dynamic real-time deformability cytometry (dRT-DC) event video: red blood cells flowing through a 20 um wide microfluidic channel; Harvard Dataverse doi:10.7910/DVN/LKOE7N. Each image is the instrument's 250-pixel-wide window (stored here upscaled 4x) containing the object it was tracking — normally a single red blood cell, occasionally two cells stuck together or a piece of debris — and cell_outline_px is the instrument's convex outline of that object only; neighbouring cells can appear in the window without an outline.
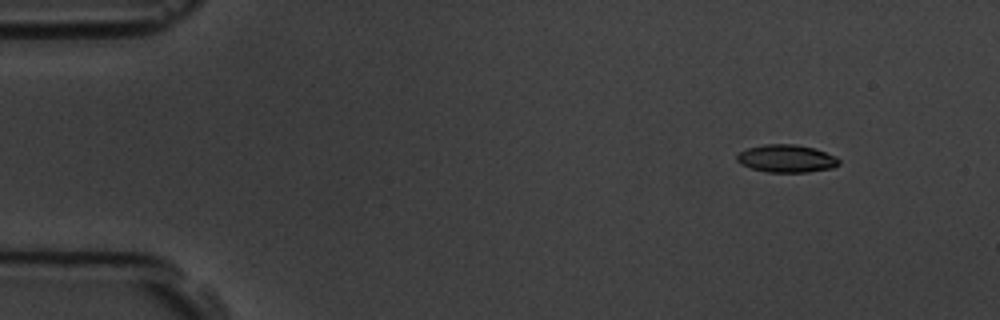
{"species": "common noctule bat (a hibernating species)", "species_latin": "Nyctalus noctula", "temperature_condition": "room temperature", "stored_images_in_passage": 3, "camera_frame_rate_fps": 3000, "um_per_image_px": 0.085, "animal": {"sex": "male", "body_mass_g": 19.5, "forearm_length_mm": 54.6}, "frame": {"image": 1, "passage_image": 1, "time_ms": 0.0, "image_size_px": [1000, 320], "cell_outline_px": [[840, 164], [832, 168], [808, 172], [768, 172], [752, 168], [740, 164], [736, 160], [736, 152], [748, 148], [764, 144], [796, 144], [812, 148], [836, 156], [840, 160]], "centroid_in_image_um": [66.82, 13.47], "position_along_channel_um": 18.2, "area_um2": 16.53}}
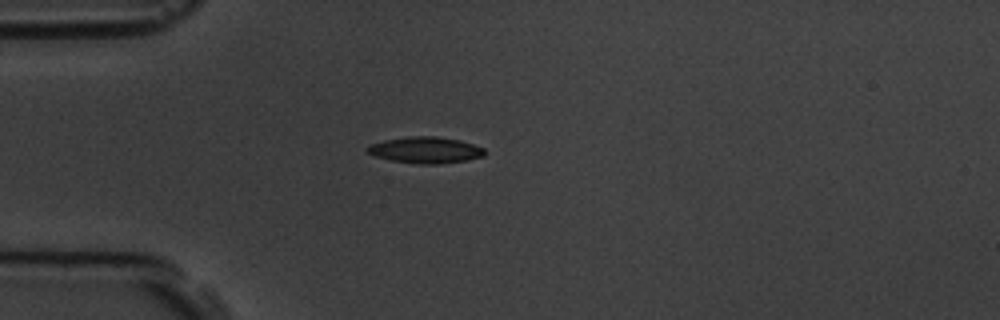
{"frame": {"image": 2, "passage_image": 3, "time_ms": 3.0, "image_size_px": [1000, 320], "cell_outline_px": [[484, 156], [464, 160], [436, 164], [420, 164], [392, 160], [376, 156], [368, 152], [364, 148], [368, 144], [384, 140], [412, 136], [436, 136], [460, 140], [484, 148]], "centroid_in_image_um": [36.13, 12.74], "position_along_channel_um": 48.9, "area_um2": 17.8}}